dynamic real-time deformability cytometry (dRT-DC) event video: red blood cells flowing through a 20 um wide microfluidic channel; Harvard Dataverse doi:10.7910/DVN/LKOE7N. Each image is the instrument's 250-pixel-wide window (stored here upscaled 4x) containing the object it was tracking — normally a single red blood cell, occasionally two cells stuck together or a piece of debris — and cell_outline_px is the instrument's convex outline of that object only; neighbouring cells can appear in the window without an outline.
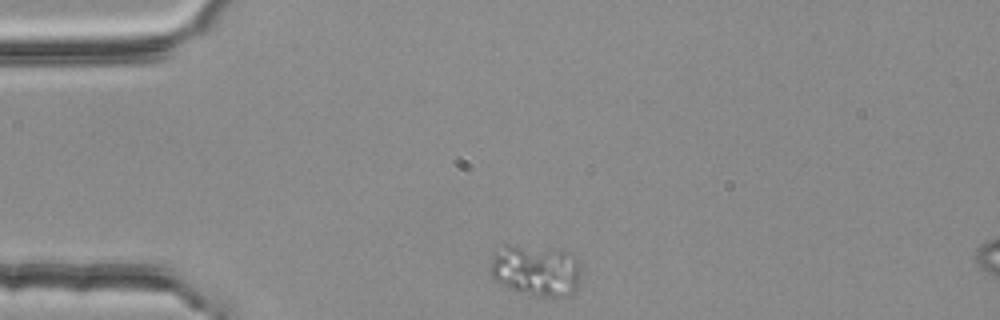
{"species": "common noctule bat (a hibernating species)", "species_latin": "Nyctalus noctula", "temperature_condition": "room temperature", "stored_images_in_passage": 36, "camera_frame_rate_fps": 3000, "um_per_image_px": 0.085, "animal": {"sex": "female", "body_mass_g": 25.1}, "frame": {"image": 1, "passage_image": 1, "time_ms": 0.0, "image_size_px": [1000, 320], "cell_outline_px": [[580, 280], [576, 292], [568, 296], [532, 296], [516, 292], [492, 280], [488, 272], [492, 256], [504, 244], [508, 244], [572, 252], [580, 268]], "centroid_in_image_um": [45.52, 23.01], "position_along_channel_um": 39.5, "area_um2": 27.74}}
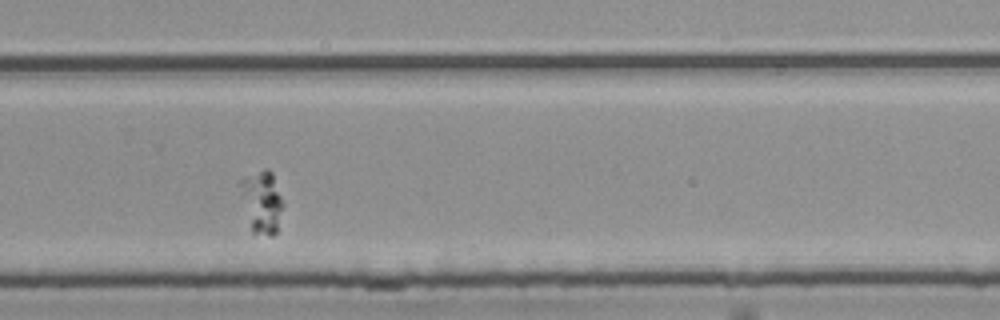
{"frame": {"image": 2, "passage_image": 26, "time_ms": 8.333, "image_size_px": [1000, 320], "cell_outline_px": [[284, 204], [276, 232], [272, 236], [268, 236], [252, 232], [236, 184], [244, 176], [264, 168], [268, 168], [272, 172]], "centroid_in_image_um": [22.22, 17.12], "position_along_channel_um": 307.6, "area_um2": 15.95}}
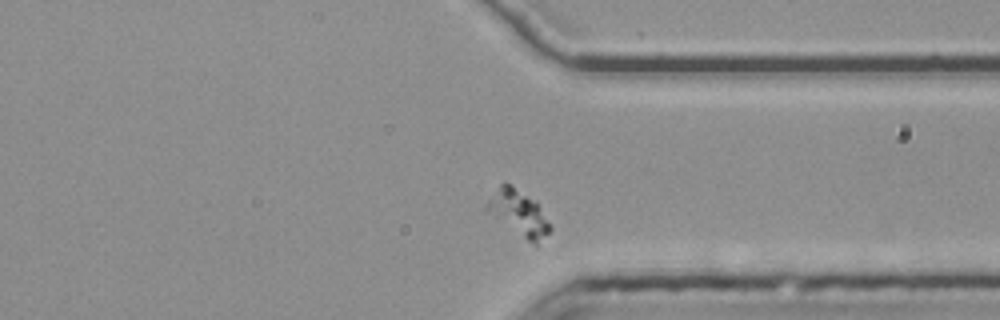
{"frame": {"image": 3, "passage_image": 31, "time_ms": 10.0, "image_size_px": [1000, 320], "cell_outline_px": [[552, 228], [536, 244], [532, 244], [484, 212], [484, 208], [488, 200], [500, 184], [512, 184], [536, 200]], "centroid_in_image_um": [44.04, 18.09], "position_along_channel_um": 367.4, "area_um2": 16.88}}